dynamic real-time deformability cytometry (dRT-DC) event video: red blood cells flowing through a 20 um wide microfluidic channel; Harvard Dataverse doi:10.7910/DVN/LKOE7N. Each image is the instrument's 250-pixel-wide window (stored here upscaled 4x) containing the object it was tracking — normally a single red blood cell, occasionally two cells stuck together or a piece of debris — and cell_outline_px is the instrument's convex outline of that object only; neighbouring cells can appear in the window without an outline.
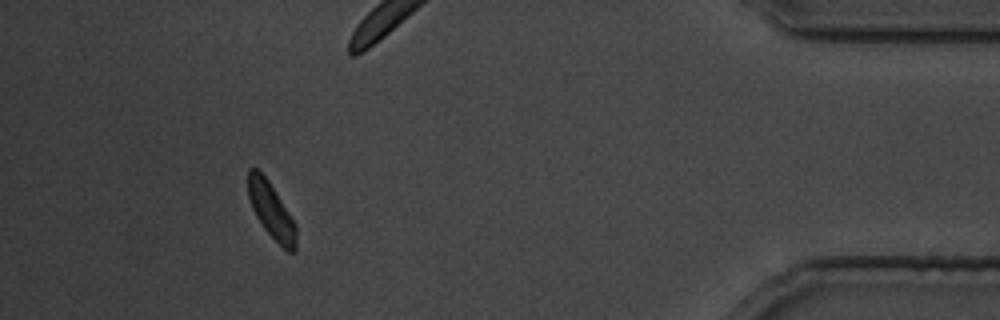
{"species": "common noctule bat (a hibernating species)", "species_latin": "Nyctalus noctula", "temperature_condition": "cold", "stored_images_in_passage": 32, "segment_of_instrument_passage": [1, 2], "camera_frame_rate_fps": 3000, "um_per_image_px": 0.085, "animal": {"sex": "male", "body_mass_g": 19.5, "forearm_length_mm": 54.6}, "frame": {"image": 1, "passage_image": 28, "time_ms": 33.667, "image_size_px": [1000, 320], "cell_outline_px": [[296, 252], [288, 252], [264, 228], [256, 216], [252, 208], [248, 196], [248, 168], [256, 168], [268, 180], [296, 224]], "centroid_in_image_um": [23.06, 17.9], "position_along_channel_um": 412.1, "area_um2": 15.32}}